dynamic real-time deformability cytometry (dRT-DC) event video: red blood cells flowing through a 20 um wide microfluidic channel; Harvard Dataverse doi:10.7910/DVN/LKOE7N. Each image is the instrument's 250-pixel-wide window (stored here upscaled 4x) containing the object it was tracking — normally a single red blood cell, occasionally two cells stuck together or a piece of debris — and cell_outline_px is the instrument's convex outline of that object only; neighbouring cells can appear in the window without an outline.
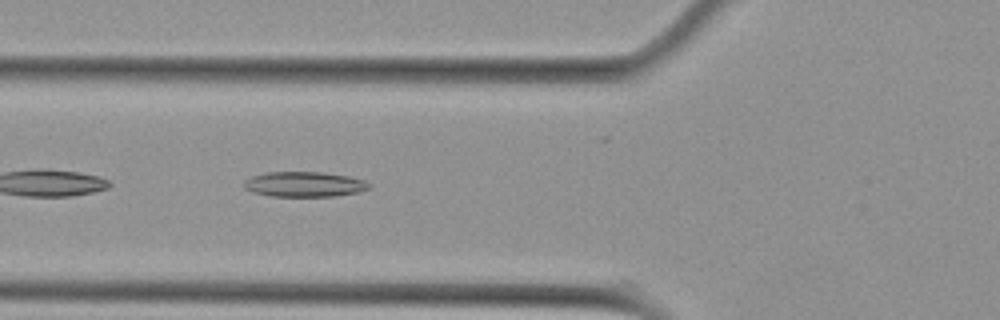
{"species": "Egyptian fruit bat (a non-hibernating species)", "species_latin": "Rousettus aegyptiacus", "temperature_condition": "cold", "stored_images_in_passage": 54, "camera_frame_rate_fps": 3000, "um_per_image_px": 0.085, "animal": {"sex": "female"}, "frame": {"image": 1, "passage_image": 20, "time_ms": 6.333, "image_size_px": [1000, 320], "cell_outline_px": [[372, 184], [368, 188], [360, 192], [336, 196], [272, 196], [252, 192], [244, 188], [244, 180], [252, 176], [268, 172], [324, 172], [348, 176], [364, 180]], "centroid_in_image_um": [25.88, 15.66], "position_along_channel_um": 99.9, "area_um2": 18.38}}
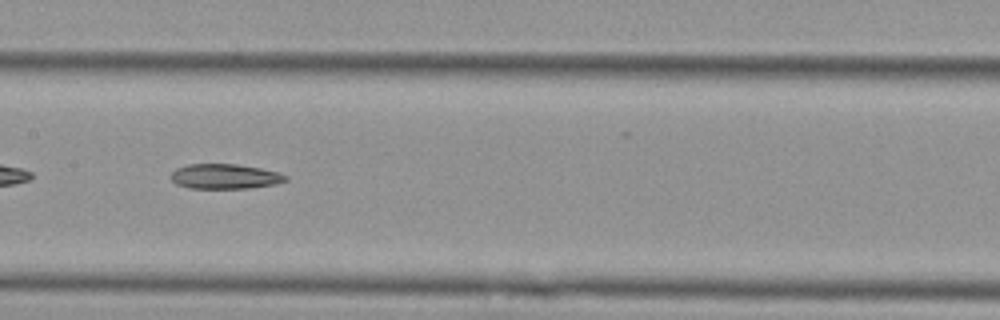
{"frame": {"image": 2, "passage_image": 27, "time_ms": 8.667, "image_size_px": [1000, 320], "cell_outline_px": [[288, 180], [276, 184], [248, 188], [188, 188], [176, 184], [172, 180], [172, 172], [176, 168], [188, 164], [236, 164], [260, 168], [276, 172], [288, 176]], "centroid_in_image_um": [19.11, 15.0], "position_along_channel_um": 188.3, "area_um2": 16.59}}
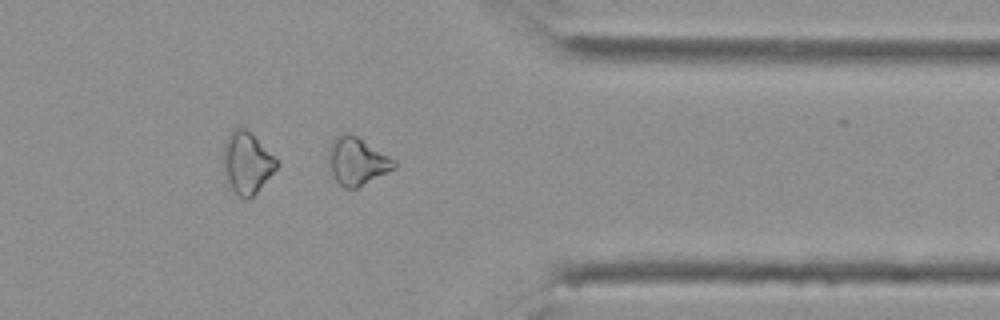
{"frame": {"image": 3, "passage_image": 43, "time_ms": 14.0, "image_size_px": [1000, 320], "cell_outline_px": [[396, 168], [356, 188], [344, 188], [336, 180], [328, 164], [328, 148], [332, 140], [336, 136], [344, 132], [348, 132], [356, 136], [396, 160]], "centroid_in_image_um": [30.33, 13.69], "position_along_channel_um": 381.1, "area_um2": 18.09}}